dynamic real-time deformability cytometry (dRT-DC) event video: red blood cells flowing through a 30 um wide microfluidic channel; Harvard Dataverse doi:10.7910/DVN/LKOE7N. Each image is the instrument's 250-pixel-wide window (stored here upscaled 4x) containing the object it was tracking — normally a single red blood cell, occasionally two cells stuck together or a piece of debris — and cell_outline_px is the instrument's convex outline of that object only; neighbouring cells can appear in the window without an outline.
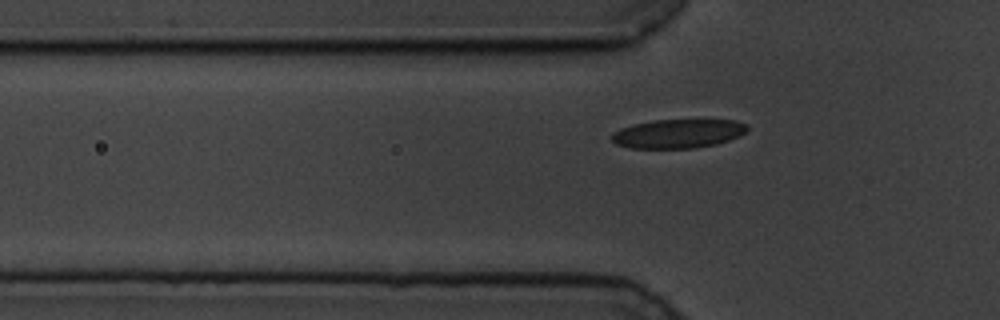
{"species": "common noctule bat (a hibernating species)", "species_latin": "Nyctalus noctula", "temperature_condition": "cold", "stored_images_in_passage": 44, "camera_frame_rate_fps": 3000, "um_per_image_px": 0.085, "animal": {"sex": "male", "body_mass_g": 19.5, "forearm_length_mm": 54.6}, "frame": {"image": 1, "passage_image": 4, "time_ms": 1.0, "image_size_px": [1000, 320], "cell_outline_px": [[748, 128], [744, 132], [728, 140], [716, 144], [696, 148], [632, 148], [616, 144], [612, 140], [612, 132], [620, 128], [632, 124], [656, 120], [736, 120], [748, 124]], "centroid_in_image_um": [57.61, 11.35], "position_along_channel_um": 68.2, "area_um2": 22.77}}
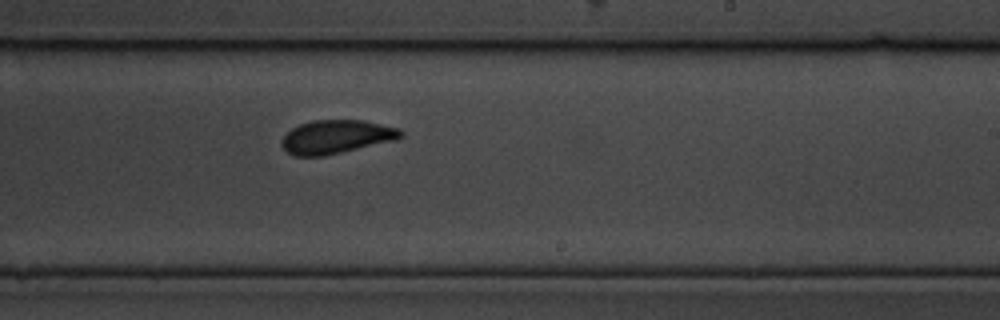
{"frame": {"image": 2, "passage_image": 21, "time_ms": 6.667, "image_size_px": [1000, 320], "cell_outline_px": [[404, 136], [396, 140], [324, 156], [292, 156], [280, 144], [284, 136], [292, 128], [300, 124], [312, 120], [364, 120], [400, 128], [404, 132]], "centroid_in_image_um": [28.62, 11.63], "position_along_channel_um": 260.4, "area_um2": 23.41}}
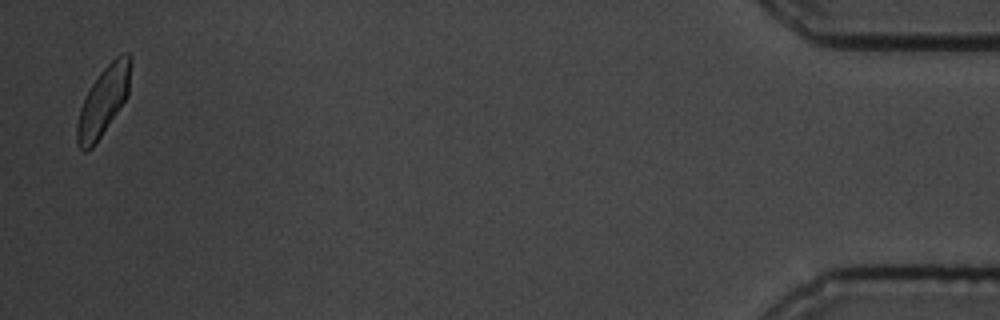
{"frame": {"image": 3, "passage_image": 43, "time_ms": 14.0, "image_size_px": [1000, 320], "cell_outline_px": [[132, 64], [128, 96], [96, 144], [92, 148], [84, 152], [76, 144], [76, 124], [80, 108], [92, 84], [100, 72], [116, 56], [124, 52], [128, 52], [132, 60]], "centroid_in_image_um": [8.8, 8.6], "position_along_channel_um": 426.4, "area_um2": 21.68}}